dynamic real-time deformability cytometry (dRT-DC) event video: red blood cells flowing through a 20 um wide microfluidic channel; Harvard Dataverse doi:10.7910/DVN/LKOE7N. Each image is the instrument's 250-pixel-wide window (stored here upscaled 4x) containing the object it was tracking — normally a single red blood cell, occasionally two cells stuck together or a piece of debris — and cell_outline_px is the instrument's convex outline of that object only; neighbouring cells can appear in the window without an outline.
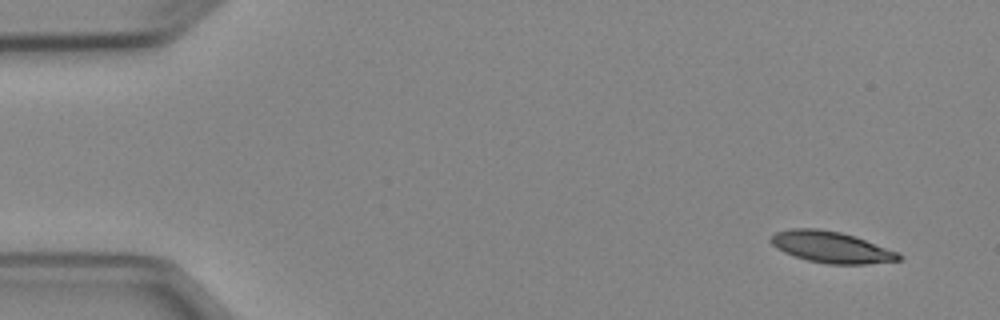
{"species": "Egyptian fruit bat (a non-hibernating species)", "species_latin": "Rousettus aegyptiacus", "temperature_condition": "cold", "stored_images_in_passage": 4, "camera_frame_rate_fps": 3000, "um_per_image_px": 0.085, "animal": {"sex": "female"}, "frame": {"image": 1, "passage_image": 1, "time_ms": 0.0, "image_size_px": [1000, 320], "cell_outline_px": [[904, 256], [900, 260], [864, 264], [828, 264], [808, 260], [784, 252], [776, 248], [768, 240], [776, 232], [792, 228], [820, 228], [840, 232], [856, 236], [896, 252]], "centroid_in_image_um": [70.63, 20.99], "position_along_channel_um": 14.4, "area_um2": 23.24}}
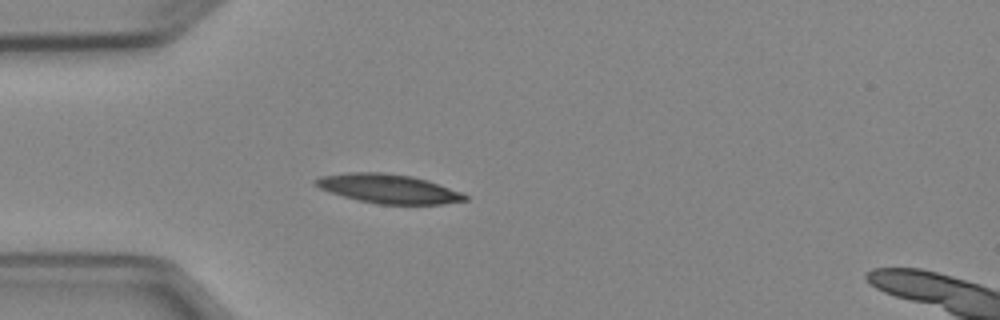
{"frame": {"image": 2, "passage_image": 4, "time_ms": 3.667, "image_size_px": [1000, 320], "cell_outline_px": [[468, 200], [444, 204], [376, 204], [328, 192], [312, 184], [312, 180], [320, 176], [344, 172], [384, 172], [412, 176], [428, 180], [460, 192], [468, 196]], "centroid_in_image_um": [32.97, 16.03], "position_along_channel_um": 52.0, "area_um2": 25.49}}